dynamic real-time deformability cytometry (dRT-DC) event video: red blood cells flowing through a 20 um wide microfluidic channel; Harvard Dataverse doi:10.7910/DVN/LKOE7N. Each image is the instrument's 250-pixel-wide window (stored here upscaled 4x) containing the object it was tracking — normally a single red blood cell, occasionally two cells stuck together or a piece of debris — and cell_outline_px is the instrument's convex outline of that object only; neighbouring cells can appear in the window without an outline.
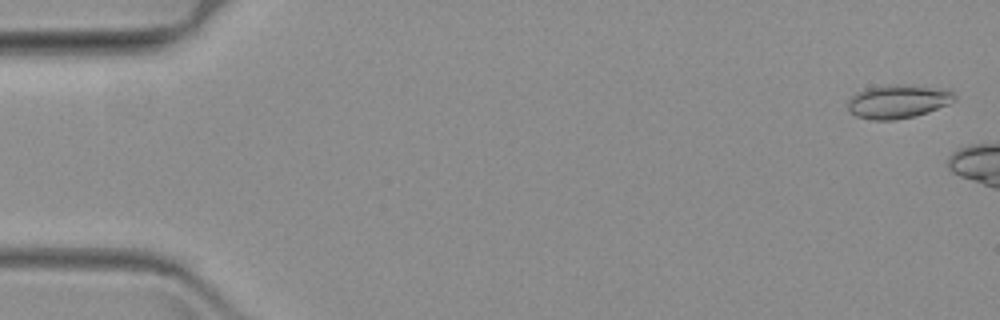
{"species": "common noctule bat (a hibernating species)", "species_latin": "Nyctalus noctula", "temperature_condition": "warm", "stored_images_in_passage": 8, "camera_frame_rate_fps": 3000, "um_per_image_px": 0.085, "animal": {"sex": "female", "body_mass_g": 19.3, "forearm_length_mm": 54.1}, "frame": {"image": 1, "passage_image": 2, "time_ms": 0.333, "image_size_px": [1000, 320], "cell_outline_px": [[956, 100], [948, 104], [928, 112], [916, 116], [896, 120], [872, 120], [856, 116], [848, 112], [848, 100], [856, 92], [864, 88], [892, 84], [896, 84], [928, 88], [952, 92], [956, 96]], "centroid_in_image_um": [76.24, 8.65], "position_along_channel_um": 8.8, "area_um2": 20.69}}